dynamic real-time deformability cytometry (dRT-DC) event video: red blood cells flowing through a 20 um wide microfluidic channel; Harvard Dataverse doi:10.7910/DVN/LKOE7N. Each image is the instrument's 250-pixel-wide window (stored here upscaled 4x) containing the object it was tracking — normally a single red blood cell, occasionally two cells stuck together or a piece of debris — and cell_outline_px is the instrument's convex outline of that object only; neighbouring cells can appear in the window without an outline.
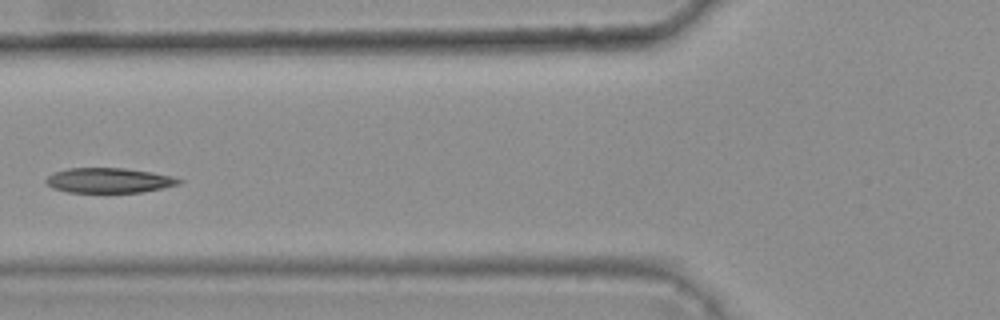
{"species": "common noctule bat (a hibernating species)", "species_latin": "Nyctalus noctula", "temperature_condition": "warm", "stored_images_in_passage": 6, "camera_frame_rate_fps": 3000, "um_per_image_px": 0.085, "animal": {"sex": "female", "body_mass_g": 25.1}, "frame": {"image": 1, "passage_image": 5, "time_ms": 1.333, "image_size_px": [1000, 320], "cell_outline_px": [[184, 180], [180, 184], [140, 192], [68, 192], [52, 188], [44, 180], [52, 172], [68, 168], [124, 168], [152, 172]], "centroid_in_image_um": [9.21, 15.33], "position_along_channel_um": 116.6, "area_um2": 19.19}}
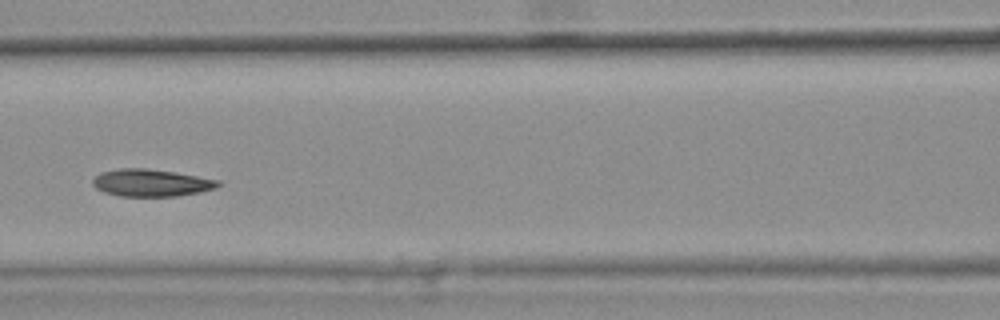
{"frame": {"image": 2, "passage_image": 6, "time_ms": 1.667, "image_size_px": [1000, 320], "cell_outline_px": [[220, 184], [216, 188], [200, 192], [176, 196], [120, 196], [104, 192], [96, 188], [92, 184], [92, 180], [100, 172], [120, 168], [144, 168], [172, 172], [220, 180]], "centroid_in_image_um": [12.82, 15.54], "position_along_channel_um": 153.8, "area_um2": 19.77}}